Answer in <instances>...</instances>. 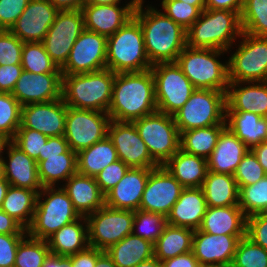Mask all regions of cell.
<instances>
[{"label":"cell","mask_w":267,"mask_h":267,"mask_svg":"<svg viewBox=\"0 0 267 267\" xmlns=\"http://www.w3.org/2000/svg\"><path fill=\"white\" fill-rule=\"evenodd\" d=\"M140 1L134 11L139 21L150 63L176 62L187 46V30L169 18L161 9ZM162 11V12H161Z\"/></svg>","instance_id":"1"},{"label":"cell","mask_w":267,"mask_h":267,"mask_svg":"<svg viewBox=\"0 0 267 267\" xmlns=\"http://www.w3.org/2000/svg\"><path fill=\"white\" fill-rule=\"evenodd\" d=\"M156 111L154 78L151 69L115 73L112 100L107 112L111 120L133 122Z\"/></svg>","instance_id":"2"},{"label":"cell","mask_w":267,"mask_h":267,"mask_svg":"<svg viewBox=\"0 0 267 267\" xmlns=\"http://www.w3.org/2000/svg\"><path fill=\"white\" fill-rule=\"evenodd\" d=\"M115 73L110 69L62 75L61 98L67 107L108 112Z\"/></svg>","instance_id":"3"},{"label":"cell","mask_w":267,"mask_h":267,"mask_svg":"<svg viewBox=\"0 0 267 267\" xmlns=\"http://www.w3.org/2000/svg\"><path fill=\"white\" fill-rule=\"evenodd\" d=\"M242 32L238 12L204 9L187 30V46L220 49L229 53Z\"/></svg>","instance_id":"4"},{"label":"cell","mask_w":267,"mask_h":267,"mask_svg":"<svg viewBox=\"0 0 267 267\" xmlns=\"http://www.w3.org/2000/svg\"><path fill=\"white\" fill-rule=\"evenodd\" d=\"M151 67L140 23L133 17L107 38L106 68L122 73L141 72Z\"/></svg>","instance_id":"5"},{"label":"cell","mask_w":267,"mask_h":267,"mask_svg":"<svg viewBox=\"0 0 267 267\" xmlns=\"http://www.w3.org/2000/svg\"><path fill=\"white\" fill-rule=\"evenodd\" d=\"M228 51L186 46L176 63L196 89H209L227 93L228 61L222 63L219 57Z\"/></svg>","instance_id":"6"},{"label":"cell","mask_w":267,"mask_h":267,"mask_svg":"<svg viewBox=\"0 0 267 267\" xmlns=\"http://www.w3.org/2000/svg\"><path fill=\"white\" fill-rule=\"evenodd\" d=\"M57 188L43 187L37 194L33 219L26 229L29 236L47 240L63 226L81 217L63 188Z\"/></svg>","instance_id":"7"},{"label":"cell","mask_w":267,"mask_h":267,"mask_svg":"<svg viewBox=\"0 0 267 267\" xmlns=\"http://www.w3.org/2000/svg\"><path fill=\"white\" fill-rule=\"evenodd\" d=\"M226 92L196 89L173 115L179 133L212 125H226Z\"/></svg>","instance_id":"8"},{"label":"cell","mask_w":267,"mask_h":267,"mask_svg":"<svg viewBox=\"0 0 267 267\" xmlns=\"http://www.w3.org/2000/svg\"><path fill=\"white\" fill-rule=\"evenodd\" d=\"M132 123L159 166H163L180 149V133L173 116L156 111Z\"/></svg>","instance_id":"9"},{"label":"cell","mask_w":267,"mask_h":267,"mask_svg":"<svg viewBox=\"0 0 267 267\" xmlns=\"http://www.w3.org/2000/svg\"><path fill=\"white\" fill-rule=\"evenodd\" d=\"M154 78L157 111L173 116L196 90L176 62H161L150 68Z\"/></svg>","instance_id":"10"},{"label":"cell","mask_w":267,"mask_h":267,"mask_svg":"<svg viewBox=\"0 0 267 267\" xmlns=\"http://www.w3.org/2000/svg\"><path fill=\"white\" fill-rule=\"evenodd\" d=\"M240 40L228 58L229 82L267 81V38L242 32Z\"/></svg>","instance_id":"11"},{"label":"cell","mask_w":267,"mask_h":267,"mask_svg":"<svg viewBox=\"0 0 267 267\" xmlns=\"http://www.w3.org/2000/svg\"><path fill=\"white\" fill-rule=\"evenodd\" d=\"M135 211L103 206L86 217L90 247L106 251L132 233Z\"/></svg>","instance_id":"12"},{"label":"cell","mask_w":267,"mask_h":267,"mask_svg":"<svg viewBox=\"0 0 267 267\" xmlns=\"http://www.w3.org/2000/svg\"><path fill=\"white\" fill-rule=\"evenodd\" d=\"M111 118L107 112L67 107L65 133L76 154L107 137Z\"/></svg>","instance_id":"13"},{"label":"cell","mask_w":267,"mask_h":267,"mask_svg":"<svg viewBox=\"0 0 267 267\" xmlns=\"http://www.w3.org/2000/svg\"><path fill=\"white\" fill-rule=\"evenodd\" d=\"M84 30L81 10L58 11L42 43L59 69L65 65L74 43Z\"/></svg>","instance_id":"14"},{"label":"cell","mask_w":267,"mask_h":267,"mask_svg":"<svg viewBox=\"0 0 267 267\" xmlns=\"http://www.w3.org/2000/svg\"><path fill=\"white\" fill-rule=\"evenodd\" d=\"M107 38L85 29L74 43L62 75L96 72L106 69Z\"/></svg>","instance_id":"15"},{"label":"cell","mask_w":267,"mask_h":267,"mask_svg":"<svg viewBox=\"0 0 267 267\" xmlns=\"http://www.w3.org/2000/svg\"><path fill=\"white\" fill-rule=\"evenodd\" d=\"M183 189L164 166L154 168L150 171L139 210L167 217Z\"/></svg>","instance_id":"16"},{"label":"cell","mask_w":267,"mask_h":267,"mask_svg":"<svg viewBox=\"0 0 267 267\" xmlns=\"http://www.w3.org/2000/svg\"><path fill=\"white\" fill-rule=\"evenodd\" d=\"M108 138L112 141L119 160L129 167L157 168L159 165L152 159L146 144L141 139L132 122L111 120L108 127Z\"/></svg>","instance_id":"17"},{"label":"cell","mask_w":267,"mask_h":267,"mask_svg":"<svg viewBox=\"0 0 267 267\" xmlns=\"http://www.w3.org/2000/svg\"><path fill=\"white\" fill-rule=\"evenodd\" d=\"M67 106L62 98L46 103H30L21 108L19 128L39 131L48 137L65 133Z\"/></svg>","instance_id":"18"},{"label":"cell","mask_w":267,"mask_h":267,"mask_svg":"<svg viewBox=\"0 0 267 267\" xmlns=\"http://www.w3.org/2000/svg\"><path fill=\"white\" fill-rule=\"evenodd\" d=\"M140 1L144 0H130L123 5H84L81 11L84 16L85 29L106 38L110 37L134 17V11Z\"/></svg>","instance_id":"19"},{"label":"cell","mask_w":267,"mask_h":267,"mask_svg":"<svg viewBox=\"0 0 267 267\" xmlns=\"http://www.w3.org/2000/svg\"><path fill=\"white\" fill-rule=\"evenodd\" d=\"M61 73H31L22 71L12 95L23 106L30 103H46L61 98Z\"/></svg>","instance_id":"20"},{"label":"cell","mask_w":267,"mask_h":267,"mask_svg":"<svg viewBox=\"0 0 267 267\" xmlns=\"http://www.w3.org/2000/svg\"><path fill=\"white\" fill-rule=\"evenodd\" d=\"M57 13L49 0H30L10 31L23 43L42 42Z\"/></svg>","instance_id":"21"},{"label":"cell","mask_w":267,"mask_h":267,"mask_svg":"<svg viewBox=\"0 0 267 267\" xmlns=\"http://www.w3.org/2000/svg\"><path fill=\"white\" fill-rule=\"evenodd\" d=\"M4 150L7 151L8 159L3 156L0 173L10 185L30 189L38 194L43 186L39 180L37 162L11 140L6 143Z\"/></svg>","instance_id":"22"},{"label":"cell","mask_w":267,"mask_h":267,"mask_svg":"<svg viewBox=\"0 0 267 267\" xmlns=\"http://www.w3.org/2000/svg\"><path fill=\"white\" fill-rule=\"evenodd\" d=\"M246 235H213L194 230L192 252L200 265L232 263L239 240Z\"/></svg>","instance_id":"23"},{"label":"cell","mask_w":267,"mask_h":267,"mask_svg":"<svg viewBox=\"0 0 267 267\" xmlns=\"http://www.w3.org/2000/svg\"><path fill=\"white\" fill-rule=\"evenodd\" d=\"M152 169L154 168L130 167L123 178L105 194V206L113 209L139 210Z\"/></svg>","instance_id":"24"},{"label":"cell","mask_w":267,"mask_h":267,"mask_svg":"<svg viewBox=\"0 0 267 267\" xmlns=\"http://www.w3.org/2000/svg\"><path fill=\"white\" fill-rule=\"evenodd\" d=\"M226 112H253L267 117V81L229 82Z\"/></svg>","instance_id":"25"},{"label":"cell","mask_w":267,"mask_h":267,"mask_svg":"<svg viewBox=\"0 0 267 267\" xmlns=\"http://www.w3.org/2000/svg\"><path fill=\"white\" fill-rule=\"evenodd\" d=\"M61 187L80 216L87 217L105 205V195L95 177L76 172Z\"/></svg>","instance_id":"26"},{"label":"cell","mask_w":267,"mask_h":267,"mask_svg":"<svg viewBox=\"0 0 267 267\" xmlns=\"http://www.w3.org/2000/svg\"><path fill=\"white\" fill-rule=\"evenodd\" d=\"M207 203L201 187L184 188L167 218V223L193 230L200 228L207 210Z\"/></svg>","instance_id":"27"},{"label":"cell","mask_w":267,"mask_h":267,"mask_svg":"<svg viewBox=\"0 0 267 267\" xmlns=\"http://www.w3.org/2000/svg\"><path fill=\"white\" fill-rule=\"evenodd\" d=\"M248 150L249 148L225 127L213 152L207 158L208 171L233 175Z\"/></svg>","instance_id":"28"},{"label":"cell","mask_w":267,"mask_h":267,"mask_svg":"<svg viewBox=\"0 0 267 267\" xmlns=\"http://www.w3.org/2000/svg\"><path fill=\"white\" fill-rule=\"evenodd\" d=\"M247 216L239 206L207 207L200 231L213 235H246Z\"/></svg>","instance_id":"29"},{"label":"cell","mask_w":267,"mask_h":267,"mask_svg":"<svg viewBox=\"0 0 267 267\" xmlns=\"http://www.w3.org/2000/svg\"><path fill=\"white\" fill-rule=\"evenodd\" d=\"M50 253L60 256H71L88 248V222L86 217L63 226L47 240Z\"/></svg>","instance_id":"30"},{"label":"cell","mask_w":267,"mask_h":267,"mask_svg":"<svg viewBox=\"0 0 267 267\" xmlns=\"http://www.w3.org/2000/svg\"><path fill=\"white\" fill-rule=\"evenodd\" d=\"M184 188L202 187L208 172L207 159L179 149L164 165Z\"/></svg>","instance_id":"31"},{"label":"cell","mask_w":267,"mask_h":267,"mask_svg":"<svg viewBox=\"0 0 267 267\" xmlns=\"http://www.w3.org/2000/svg\"><path fill=\"white\" fill-rule=\"evenodd\" d=\"M225 122L249 149L267 139V117L253 112H226Z\"/></svg>","instance_id":"32"},{"label":"cell","mask_w":267,"mask_h":267,"mask_svg":"<svg viewBox=\"0 0 267 267\" xmlns=\"http://www.w3.org/2000/svg\"><path fill=\"white\" fill-rule=\"evenodd\" d=\"M106 253L117 267H135L154 257V244L131 233L110 246Z\"/></svg>","instance_id":"33"},{"label":"cell","mask_w":267,"mask_h":267,"mask_svg":"<svg viewBox=\"0 0 267 267\" xmlns=\"http://www.w3.org/2000/svg\"><path fill=\"white\" fill-rule=\"evenodd\" d=\"M201 188L208 207L239 206V188L233 175L208 171Z\"/></svg>","instance_id":"34"},{"label":"cell","mask_w":267,"mask_h":267,"mask_svg":"<svg viewBox=\"0 0 267 267\" xmlns=\"http://www.w3.org/2000/svg\"><path fill=\"white\" fill-rule=\"evenodd\" d=\"M76 172V153L70 148L58 156H39L38 176L43 187L61 186Z\"/></svg>","instance_id":"35"},{"label":"cell","mask_w":267,"mask_h":267,"mask_svg":"<svg viewBox=\"0 0 267 267\" xmlns=\"http://www.w3.org/2000/svg\"><path fill=\"white\" fill-rule=\"evenodd\" d=\"M117 160H119L117 151L107 136L76 154L77 172L95 177L106 166Z\"/></svg>","instance_id":"36"},{"label":"cell","mask_w":267,"mask_h":267,"mask_svg":"<svg viewBox=\"0 0 267 267\" xmlns=\"http://www.w3.org/2000/svg\"><path fill=\"white\" fill-rule=\"evenodd\" d=\"M193 235V229L167 223L154 244V257L162 262L192 251Z\"/></svg>","instance_id":"37"},{"label":"cell","mask_w":267,"mask_h":267,"mask_svg":"<svg viewBox=\"0 0 267 267\" xmlns=\"http://www.w3.org/2000/svg\"><path fill=\"white\" fill-rule=\"evenodd\" d=\"M37 193L33 190L10 185L3 200L1 210L11 216L24 229L33 219Z\"/></svg>","instance_id":"38"},{"label":"cell","mask_w":267,"mask_h":267,"mask_svg":"<svg viewBox=\"0 0 267 267\" xmlns=\"http://www.w3.org/2000/svg\"><path fill=\"white\" fill-rule=\"evenodd\" d=\"M226 125H212L180 133V149L185 153L207 159L213 152Z\"/></svg>","instance_id":"39"},{"label":"cell","mask_w":267,"mask_h":267,"mask_svg":"<svg viewBox=\"0 0 267 267\" xmlns=\"http://www.w3.org/2000/svg\"><path fill=\"white\" fill-rule=\"evenodd\" d=\"M240 21L243 32L267 38V0H244Z\"/></svg>","instance_id":"40"},{"label":"cell","mask_w":267,"mask_h":267,"mask_svg":"<svg viewBox=\"0 0 267 267\" xmlns=\"http://www.w3.org/2000/svg\"><path fill=\"white\" fill-rule=\"evenodd\" d=\"M21 66L31 73H61L42 42H26L22 48Z\"/></svg>","instance_id":"41"},{"label":"cell","mask_w":267,"mask_h":267,"mask_svg":"<svg viewBox=\"0 0 267 267\" xmlns=\"http://www.w3.org/2000/svg\"><path fill=\"white\" fill-rule=\"evenodd\" d=\"M50 253L46 240L26 234L17 247L14 267H42Z\"/></svg>","instance_id":"42"},{"label":"cell","mask_w":267,"mask_h":267,"mask_svg":"<svg viewBox=\"0 0 267 267\" xmlns=\"http://www.w3.org/2000/svg\"><path fill=\"white\" fill-rule=\"evenodd\" d=\"M22 105L8 92H0V136L12 140L21 124Z\"/></svg>","instance_id":"43"},{"label":"cell","mask_w":267,"mask_h":267,"mask_svg":"<svg viewBox=\"0 0 267 267\" xmlns=\"http://www.w3.org/2000/svg\"><path fill=\"white\" fill-rule=\"evenodd\" d=\"M239 207L248 217L261 213L267 206V175L258 182L239 189Z\"/></svg>","instance_id":"44"},{"label":"cell","mask_w":267,"mask_h":267,"mask_svg":"<svg viewBox=\"0 0 267 267\" xmlns=\"http://www.w3.org/2000/svg\"><path fill=\"white\" fill-rule=\"evenodd\" d=\"M166 224L167 218L162 214L136 210L132 233L155 244Z\"/></svg>","instance_id":"45"},{"label":"cell","mask_w":267,"mask_h":267,"mask_svg":"<svg viewBox=\"0 0 267 267\" xmlns=\"http://www.w3.org/2000/svg\"><path fill=\"white\" fill-rule=\"evenodd\" d=\"M232 264L233 267H267V250L245 236L237 244Z\"/></svg>","instance_id":"46"},{"label":"cell","mask_w":267,"mask_h":267,"mask_svg":"<svg viewBox=\"0 0 267 267\" xmlns=\"http://www.w3.org/2000/svg\"><path fill=\"white\" fill-rule=\"evenodd\" d=\"M161 8L169 18L181 25L185 30L200 17L201 10L196 7L184 3L180 0H162Z\"/></svg>","instance_id":"47"},{"label":"cell","mask_w":267,"mask_h":267,"mask_svg":"<svg viewBox=\"0 0 267 267\" xmlns=\"http://www.w3.org/2000/svg\"><path fill=\"white\" fill-rule=\"evenodd\" d=\"M266 175L263 167L259 164L256 155L251 149H249L241 159V162L233 174L239 189L258 182Z\"/></svg>","instance_id":"48"},{"label":"cell","mask_w":267,"mask_h":267,"mask_svg":"<svg viewBox=\"0 0 267 267\" xmlns=\"http://www.w3.org/2000/svg\"><path fill=\"white\" fill-rule=\"evenodd\" d=\"M47 140L48 136L43 135L39 131L28 128H18L11 141L39 164V154H42V149Z\"/></svg>","instance_id":"49"},{"label":"cell","mask_w":267,"mask_h":267,"mask_svg":"<svg viewBox=\"0 0 267 267\" xmlns=\"http://www.w3.org/2000/svg\"><path fill=\"white\" fill-rule=\"evenodd\" d=\"M23 45L10 30H0V65L21 64Z\"/></svg>","instance_id":"50"},{"label":"cell","mask_w":267,"mask_h":267,"mask_svg":"<svg viewBox=\"0 0 267 267\" xmlns=\"http://www.w3.org/2000/svg\"><path fill=\"white\" fill-rule=\"evenodd\" d=\"M129 168L122 160H117L106 166L95 176L100 191L105 195L123 178Z\"/></svg>","instance_id":"51"},{"label":"cell","mask_w":267,"mask_h":267,"mask_svg":"<svg viewBox=\"0 0 267 267\" xmlns=\"http://www.w3.org/2000/svg\"><path fill=\"white\" fill-rule=\"evenodd\" d=\"M30 0H0V30H10Z\"/></svg>","instance_id":"52"},{"label":"cell","mask_w":267,"mask_h":267,"mask_svg":"<svg viewBox=\"0 0 267 267\" xmlns=\"http://www.w3.org/2000/svg\"><path fill=\"white\" fill-rule=\"evenodd\" d=\"M246 236L267 250V217L261 213L248 216Z\"/></svg>","instance_id":"53"},{"label":"cell","mask_w":267,"mask_h":267,"mask_svg":"<svg viewBox=\"0 0 267 267\" xmlns=\"http://www.w3.org/2000/svg\"><path fill=\"white\" fill-rule=\"evenodd\" d=\"M24 236L0 234V267H14L17 247Z\"/></svg>","instance_id":"54"},{"label":"cell","mask_w":267,"mask_h":267,"mask_svg":"<svg viewBox=\"0 0 267 267\" xmlns=\"http://www.w3.org/2000/svg\"><path fill=\"white\" fill-rule=\"evenodd\" d=\"M22 71L21 64L0 65V92L12 93Z\"/></svg>","instance_id":"55"},{"label":"cell","mask_w":267,"mask_h":267,"mask_svg":"<svg viewBox=\"0 0 267 267\" xmlns=\"http://www.w3.org/2000/svg\"><path fill=\"white\" fill-rule=\"evenodd\" d=\"M103 252L94 247H88L83 251L68 256L70 267H95L98 256Z\"/></svg>","instance_id":"56"},{"label":"cell","mask_w":267,"mask_h":267,"mask_svg":"<svg viewBox=\"0 0 267 267\" xmlns=\"http://www.w3.org/2000/svg\"><path fill=\"white\" fill-rule=\"evenodd\" d=\"M69 149L68 142L64 135L48 137L47 142L44 144L42 154L39 156H58L65 153Z\"/></svg>","instance_id":"57"},{"label":"cell","mask_w":267,"mask_h":267,"mask_svg":"<svg viewBox=\"0 0 267 267\" xmlns=\"http://www.w3.org/2000/svg\"><path fill=\"white\" fill-rule=\"evenodd\" d=\"M0 234L26 235L27 231L0 208Z\"/></svg>","instance_id":"58"},{"label":"cell","mask_w":267,"mask_h":267,"mask_svg":"<svg viewBox=\"0 0 267 267\" xmlns=\"http://www.w3.org/2000/svg\"><path fill=\"white\" fill-rule=\"evenodd\" d=\"M162 267H200L192 251L161 262Z\"/></svg>","instance_id":"59"},{"label":"cell","mask_w":267,"mask_h":267,"mask_svg":"<svg viewBox=\"0 0 267 267\" xmlns=\"http://www.w3.org/2000/svg\"><path fill=\"white\" fill-rule=\"evenodd\" d=\"M244 0H205V9L229 10L241 14Z\"/></svg>","instance_id":"60"},{"label":"cell","mask_w":267,"mask_h":267,"mask_svg":"<svg viewBox=\"0 0 267 267\" xmlns=\"http://www.w3.org/2000/svg\"><path fill=\"white\" fill-rule=\"evenodd\" d=\"M49 2L58 10H81L85 5V0H49Z\"/></svg>","instance_id":"61"},{"label":"cell","mask_w":267,"mask_h":267,"mask_svg":"<svg viewBox=\"0 0 267 267\" xmlns=\"http://www.w3.org/2000/svg\"><path fill=\"white\" fill-rule=\"evenodd\" d=\"M42 267H70L68 257L49 253Z\"/></svg>","instance_id":"62"},{"label":"cell","mask_w":267,"mask_h":267,"mask_svg":"<svg viewBox=\"0 0 267 267\" xmlns=\"http://www.w3.org/2000/svg\"><path fill=\"white\" fill-rule=\"evenodd\" d=\"M251 150L256 155L259 164L267 174V142L264 141L259 145L254 146Z\"/></svg>","instance_id":"63"},{"label":"cell","mask_w":267,"mask_h":267,"mask_svg":"<svg viewBox=\"0 0 267 267\" xmlns=\"http://www.w3.org/2000/svg\"><path fill=\"white\" fill-rule=\"evenodd\" d=\"M95 267H117L112 261L111 257L103 251L96 261Z\"/></svg>","instance_id":"64"},{"label":"cell","mask_w":267,"mask_h":267,"mask_svg":"<svg viewBox=\"0 0 267 267\" xmlns=\"http://www.w3.org/2000/svg\"><path fill=\"white\" fill-rule=\"evenodd\" d=\"M9 187H10L9 182L0 173V208L2 207L3 200L6 196V193Z\"/></svg>","instance_id":"65"},{"label":"cell","mask_w":267,"mask_h":267,"mask_svg":"<svg viewBox=\"0 0 267 267\" xmlns=\"http://www.w3.org/2000/svg\"><path fill=\"white\" fill-rule=\"evenodd\" d=\"M122 0H85V5L121 4Z\"/></svg>","instance_id":"66"},{"label":"cell","mask_w":267,"mask_h":267,"mask_svg":"<svg viewBox=\"0 0 267 267\" xmlns=\"http://www.w3.org/2000/svg\"><path fill=\"white\" fill-rule=\"evenodd\" d=\"M135 267H162V264H161V261L153 257L150 260L137 264Z\"/></svg>","instance_id":"67"},{"label":"cell","mask_w":267,"mask_h":267,"mask_svg":"<svg viewBox=\"0 0 267 267\" xmlns=\"http://www.w3.org/2000/svg\"><path fill=\"white\" fill-rule=\"evenodd\" d=\"M192 6L198 7L201 11L205 9V0H180Z\"/></svg>","instance_id":"68"},{"label":"cell","mask_w":267,"mask_h":267,"mask_svg":"<svg viewBox=\"0 0 267 267\" xmlns=\"http://www.w3.org/2000/svg\"><path fill=\"white\" fill-rule=\"evenodd\" d=\"M7 142H8V140L5 137L0 136V164H1V160L3 158L2 155L4 154V152H6L4 150V148H5V145H6Z\"/></svg>","instance_id":"69"},{"label":"cell","mask_w":267,"mask_h":267,"mask_svg":"<svg viewBox=\"0 0 267 267\" xmlns=\"http://www.w3.org/2000/svg\"><path fill=\"white\" fill-rule=\"evenodd\" d=\"M200 267H233L232 263L213 264V265H200Z\"/></svg>","instance_id":"70"},{"label":"cell","mask_w":267,"mask_h":267,"mask_svg":"<svg viewBox=\"0 0 267 267\" xmlns=\"http://www.w3.org/2000/svg\"><path fill=\"white\" fill-rule=\"evenodd\" d=\"M261 214H263L264 216L267 217V206H266L265 209L261 212Z\"/></svg>","instance_id":"71"}]
</instances>
